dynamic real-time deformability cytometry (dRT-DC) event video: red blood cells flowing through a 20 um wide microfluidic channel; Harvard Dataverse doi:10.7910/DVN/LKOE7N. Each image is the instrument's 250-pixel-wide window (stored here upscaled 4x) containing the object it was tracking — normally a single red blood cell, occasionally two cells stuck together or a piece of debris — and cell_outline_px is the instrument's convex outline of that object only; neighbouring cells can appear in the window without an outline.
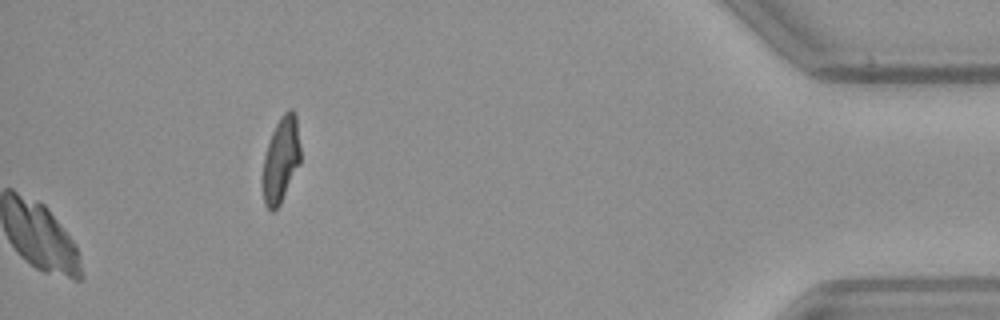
{"species": "common noctule bat (a hibernating species)", "species_latin": "Nyctalus noctula", "temperature_condition": "warm", "stored_images_in_passage": 41, "camera_frame_rate_fps": 3000, "um_per_image_px": 0.085, "animal": {"sex": "female", "body_mass_g": 21.9}, "frame": {"image": 1, "passage_image": 41, "time_ms": 13.333, "image_size_px": [1000, 320], "cell_outline_px": [[300, 164], [280, 204], [272, 212], [264, 204], [260, 184], [260, 180], [264, 156], [272, 132], [280, 116], [288, 108], [292, 108], [296, 116], [300, 144]], "centroid_in_image_um": [23.85, 13.6], "position_along_channel_um": 411.4, "area_um2": 19.31}}